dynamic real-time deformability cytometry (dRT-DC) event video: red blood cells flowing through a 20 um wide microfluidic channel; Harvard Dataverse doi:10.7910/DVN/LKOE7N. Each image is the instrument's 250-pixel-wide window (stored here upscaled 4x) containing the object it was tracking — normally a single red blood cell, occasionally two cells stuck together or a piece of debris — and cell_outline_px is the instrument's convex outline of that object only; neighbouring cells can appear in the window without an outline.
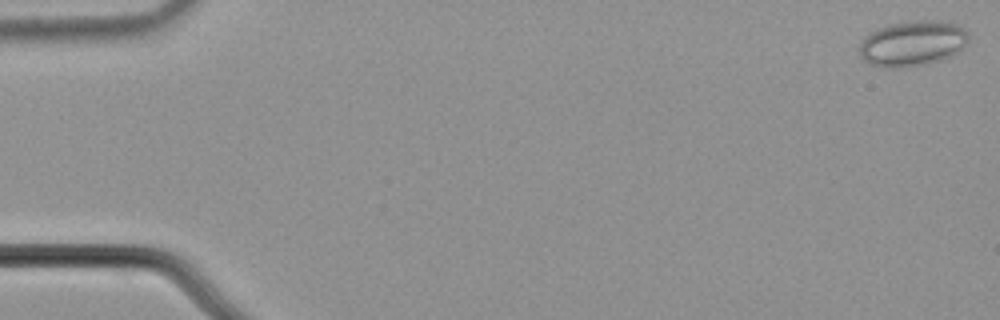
{"species": "common noctule bat (a hibernating species)", "species_latin": "Nyctalus noctula", "temperature_condition": "cold", "stored_images_in_passage": 55, "camera_frame_rate_fps": 3000, "um_per_image_px": 0.085, "animal": {"sex": "male", "body_mass_g": 21.5, "forearm_length_mm": 52.0}, "frame": {"image": 1, "passage_image": 1, "time_ms": 0.0, "image_size_px": [1000, 320], "cell_outline_px": [[968, 44], [952, 56], [928, 64], [892, 68], [884, 68], [868, 64], [860, 56], [860, 44], [872, 32], [888, 24], [920, 20], [940, 20], [960, 24], [968, 32]], "centroid_in_image_um": [77.62, 3.69], "position_along_channel_um": 7.4, "area_um2": 29.07}}
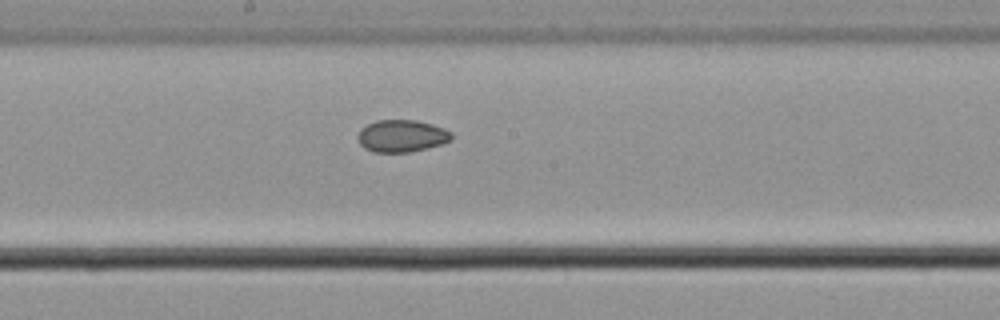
{"frame": {"image": 2, "passage_image": 30, "time_ms": 9.667, "image_size_px": [1000, 320], "cell_outline_px": [[452, 140], [428, 148], [408, 152], [372, 152], [364, 148], [360, 144], [356, 136], [360, 128], [376, 120], [416, 120], [432, 124], [444, 128], [452, 132]], "centroid_in_image_um": [34.12, 11.55], "position_along_channel_um": 214.1, "area_um2": 17.74}}
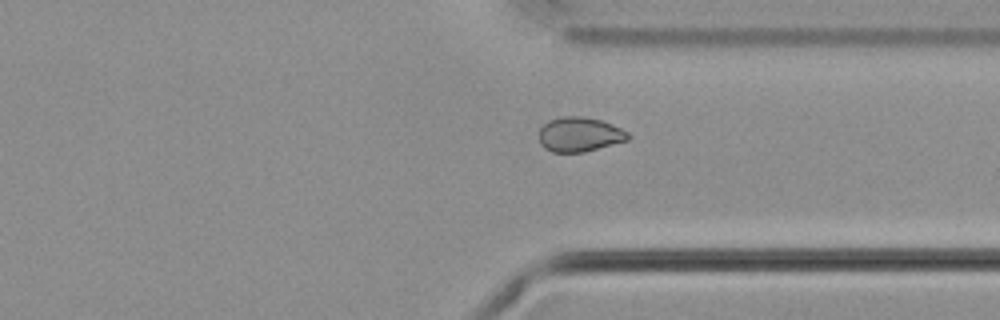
{"frame": {"image": 3, "passage_image": 42, "time_ms": 13.667, "image_size_px": [1000, 320], "cell_outline_px": [[632, 136], [628, 140], [584, 152], [552, 152], [544, 148], [540, 144], [540, 128], [548, 120], [560, 116], [584, 116], [600, 120], [612, 124], [628, 132]], "centroid_in_image_um": [49.26, 11.42], "position_along_channel_um": 362.1, "area_um2": 18.03}, "authors_computed_cell_mechanics": {"area_um2": 19.074, "velocity_mm_per_s": 3.6922, "shape_relaxation_time_tau1_ms": null, "shape_relaxation_time_tau2_ms": 4.121, "deformation_change_tau1": null, "deformation_change_tau2": 0.0621}}